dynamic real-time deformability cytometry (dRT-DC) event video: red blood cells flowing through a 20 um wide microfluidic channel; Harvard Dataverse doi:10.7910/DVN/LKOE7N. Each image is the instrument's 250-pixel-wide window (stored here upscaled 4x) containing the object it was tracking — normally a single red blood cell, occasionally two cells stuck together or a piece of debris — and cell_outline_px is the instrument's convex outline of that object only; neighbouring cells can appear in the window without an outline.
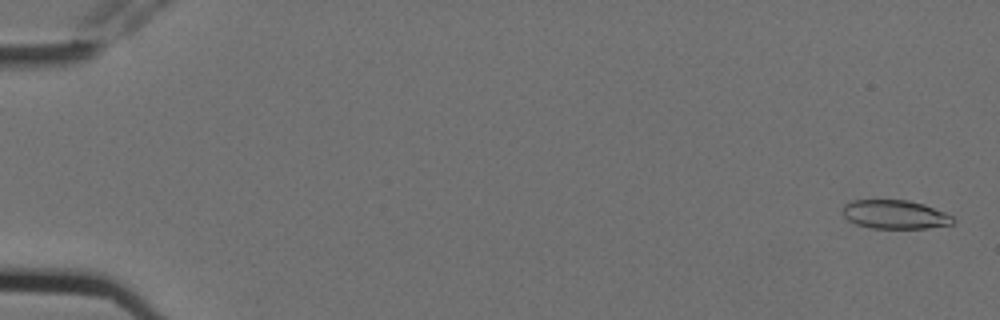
{"species": "Egyptian fruit bat (a non-hibernating species)", "species_latin": "Rousettus aegyptiacus", "temperature_condition": "cold", "stored_images_in_passage": 6, "camera_frame_rate_fps": 3000, "um_per_image_px": 0.085, "animal": {"sex": "female"}, "frame": {"image": 1, "passage_image": 1, "time_ms": 0.0, "image_size_px": [1000, 320], "cell_outline_px": [[956, 220], [952, 224], [928, 228], [872, 228], [856, 224], [848, 220], [844, 216], [844, 204], [852, 200], [908, 200], [924, 204], [944, 212], [952, 216]], "centroid_in_image_um": [76.09, 18.23], "position_along_channel_um": 8.9, "area_um2": 18.44}}
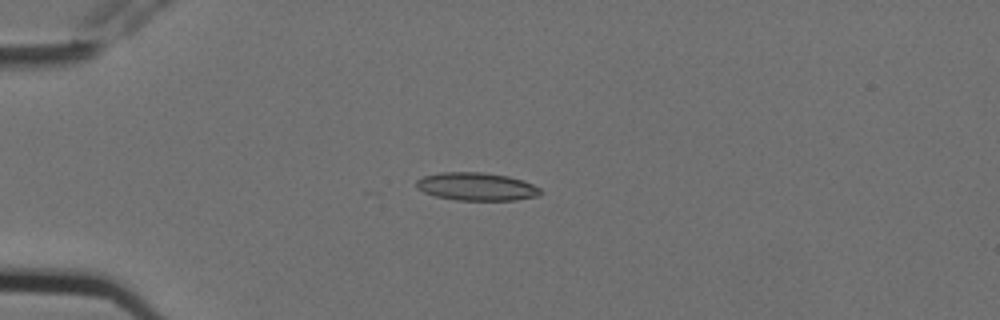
{"frame": {"image": 2, "passage_image": 5, "time_ms": 1.333, "image_size_px": [1000, 320], "cell_outline_px": [[544, 192], [540, 196], [516, 200], [456, 200], [436, 196], [424, 192], [416, 188], [416, 180], [424, 176], [440, 172], [480, 172], [508, 176], [524, 180], [540, 188]], "centroid_in_image_um": [40.54, 15.86], "position_along_channel_um": 44.5, "area_um2": 20.4}}